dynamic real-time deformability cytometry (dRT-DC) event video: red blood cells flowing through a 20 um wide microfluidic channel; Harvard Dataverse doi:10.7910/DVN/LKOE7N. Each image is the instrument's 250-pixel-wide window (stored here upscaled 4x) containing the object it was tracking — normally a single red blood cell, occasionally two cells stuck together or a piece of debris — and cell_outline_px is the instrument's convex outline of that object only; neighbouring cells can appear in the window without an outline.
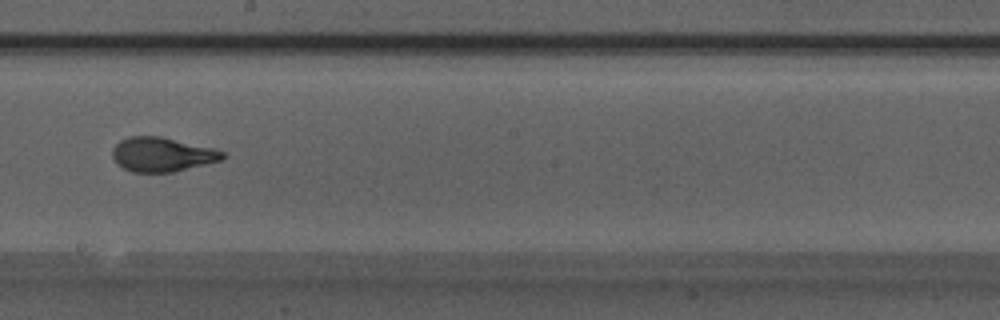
{"species": "Egyptian fruit bat (a non-hibernating species)", "species_latin": "Rousettus aegyptiacus", "temperature_condition": "warm", "stored_images_in_passage": 38, "camera_frame_rate_fps": 3000, "um_per_image_px": 0.085, "animal": {"sex": "male"}, "frame": {"image": 1, "passage_image": 21, "time_ms": 6.667, "image_size_px": [1000, 320], "cell_outline_px": [[228, 156], [220, 160], [172, 172], [132, 172], [116, 164], [112, 156], [112, 148], [120, 140], [128, 136], [160, 136], [212, 148], [224, 152]], "centroid_in_image_um": [13.73, 13.12], "position_along_channel_um": 234.5, "area_um2": 21.91}}
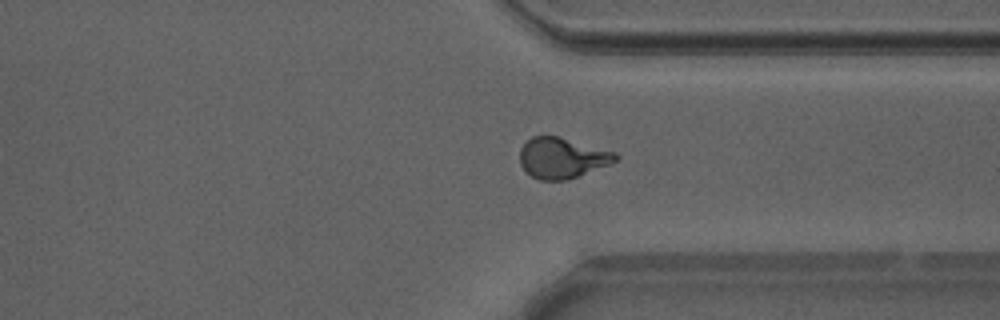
{"frame": {"image": 2, "passage_image": 31, "time_ms": 10.0, "image_size_px": [1000, 320], "cell_outline_px": [[620, 156], [616, 160], [608, 164], [576, 176], [564, 180], [540, 180], [532, 176], [520, 164], [520, 148], [532, 136], [556, 136], [616, 152]], "centroid_in_image_um": [47.76, 13.41], "position_along_channel_um": 363.6, "area_um2": 22.14}}
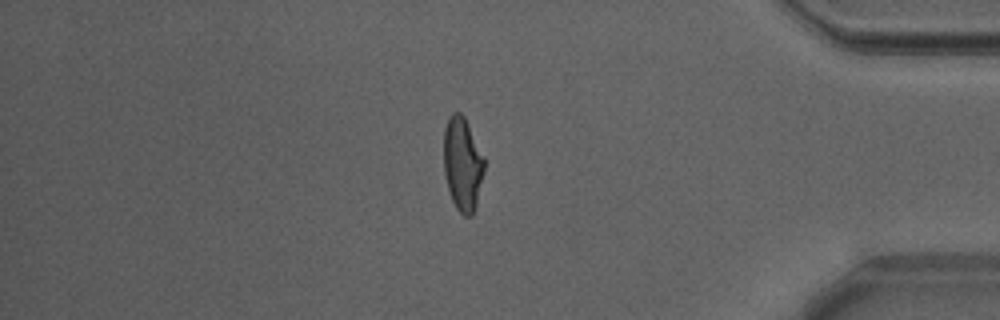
{"frame": {"image": 3, "passage_image": 36, "time_ms": 11.667, "image_size_px": [1000, 320], "cell_outline_px": [[484, 172], [476, 204], [472, 216], [464, 216], [456, 208], [452, 200], [448, 188], [444, 172], [444, 128], [448, 116], [452, 112], [460, 112], [464, 116], [484, 156]], "centroid_in_image_um": [39.31, 13.91], "position_along_channel_um": 395.9, "area_um2": 22.14}, "authors_computed_cell_mechanics": {"area_um2": 21.9062, "velocity_mm_per_s": 3.8816, "shape_relaxation_time_tau1_ms": 3.7089, "shape_relaxation_time_tau2_ms": 0.6918, "deformation_change_tau1": 0.1678, "deformation_change_tau2": 0.0622}}